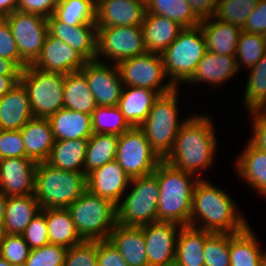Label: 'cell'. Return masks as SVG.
Wrapping results in <instances>:
<instances>
[{
	"label": "cell",
	"instance_id": "obj_1",
	"mask_svg": "<svg viewBox=\"0 0 266 266\" xmlns=\"http://www.w3.org/2000/svg\"><path fill=\"white\" fill-rule=\"evenodd\" d=\"M213 123L207 116H192L181 125L172 151L164 159L171 166L192 173L213 166L217 147Z\"/></svg>",
	"mask_w": 266,
	"mask_h": 266
},
{
	"label": "cell",
	"instance_id": "obj_2",
	"mask_svg": "<svg viewBox=\"0 0 266 266\" xmlns=\"http://www.w3.org/2000/svg\"><path fill=\"white\" fill-rule=\"evenodd\" d=\"M234 204L225 191L199 179L193 191L190 226L214 233L241 232L248 223ZM197 218L202 219V226H196Z\"/></svg>",
	"mask_w": 266,
	"mask_h": 266
},
{
	"label": "cell",
	"instance_id": "obj_3",
	"mask_svg": "<svg viewBox=\"0 0 266 266\" xmlns=\"http://www.w3.org/2000/svg\"><path fill=\"white\" fill-rule=\"evenodd\" d=\"M153 174L159 184L157 222L190 226L193 191L200 178L195 179L194 174L179 170L165 160L158 164Z\"/></svg>",
	"mask_w": 266,
	"mask_h": 266
},
{
	"label": "cell",
	"instance_id": "obj_4",
	"mask_svg": "<svg viewBox=\"0 0 266 266\" xmlns=\"http://www.w3.org/2000/svg\"><path fill=\"white\" fill-rule=\"evenodd\" d=\"M87 175L56 169L40 162L35 171L34 196L42 209L67 208L87 190Z\"/></svg>",
	"mask_w": 266,
	"mask_h": 266
},
{
	"label": "cell",
	"instance_id": "obj_5",
	"mask_svg": "<svg viewBox=\"0 0 266 266\" xmlns=\"http://www.w3.org/2000/svg\"><path fill=\"white\" fill-rule=\"evenodd\" d=\"M67 210L82 240H108L117 224L116 205L88 189L71 203Z\"/></svg>",
	"mask_w": 266,
	"mask_h": 266
},
{
	"label": "cell",
	"instance_id": "obj_6",
	"mask_svg": "<svg viewBox=\"0 0 266 266\" xmlns=\"http://www.w3.org/2000/svg\"><path fill=\"white\" fill-rule=\"evenodd\" d=\"M159 95L146 120L140 126L151 148L164 160L172 151L179 129L184 121H178L177 91ZM180 122V123H179Z\"/></svg>",
	"mask_w": 266,
	"mask_h": 266
},
{
	"label": "cell",
	"instance_id": "obj_7",
	"mask_svg": "<svg viewBox=\"0 0 266 266\" xmlns=\"http://www.w3.org/2000/svg\"><path fill=\"white\" fill-rule=\"evenodd\" d=\"M206 51L205 38L198 25L184 28L161 54L166 75L176 88L180 81L184 83L191 78Z\"/></svg>",
	"mask_w": 266,
	"mask_h": 266
},
{
	"label": "cell",
	"instance_id": "obj_8",
	"mask_svg": "<svg viewBox=\"0 0 266 266\" xmlns=\"http://www.w3.org/2000/svg\"><path fill=\"white\" fill-rule=\"evenodd\" d=\"M133 189L116 205V222L125 226L141 227L157 222L159 184L152 173L131 178Z\"/></svg>",
	"mask_w": 266,
	"mask_h": 266
},
{
	"label": "cell",
	"instance_id": "obj_9",
	"mask_svg": "<svg viewBox=\"0 0 266 266\" xmlns=\"http://www.w3.org/2000/svg\"><path fill=\"white\" fill-rule=\"evenodd\" d=\"M65 75L45 72L28 65L19 82L25 88L34 117L48 118L63 108Z\"/></svg>",
	"mask_w": 266,
	"mask_h": 266
},
{
	"label": "cell",
	"instance_id": "obj_10",
	"mask_svg": "<svg viewBox=\"0 0 266 266\" xmlns=\"http://www.w3.org/2000/svg\"><path fill=\"white\" fill-rule=\"evenodd\" d=\"M115 160L130 178L154 173L162 161L140 127H131L119 135Z\"/></svg>",
	"mask_w": 266,
	"mask_h": 266
},
{
	"label": "cell",
	"instance_id": "obj_11",
	"mask_svg": "<svg viewBox=\"0 0 266 266\" xmlns=\"http://www.w3.org/2000/svg\"><path fill=\"white\" fill-rule=\"evenodd\" d=\"M123 86L142 87L156 91L159 95L172 92L176 87L166 78L161 54H145L125 59L117 64Z\"/></svg>",
	"mask_w": 266,
	"mask_h": 266
},
{
	"label": "cell",
	"instance_id": "obj_12",
	"mask_svg": "<svg viewBox=\"0 0 266 266\" xmlns=\"http://www.w3.org/2000/svg\"><path fill=\"white\" fill-rule=\"evenodd\" d=\"M3 18L8 23L20 57L28 65H32L40 56L48 34L47 18L17 10Z\"/></svg>",
	"mask_w": 266,
	"mask_h": 266
},
{
	"label": "cell",
	"instance_id": "obj_13",
	"mask_svg": "<svg viewBox=\"0 0 266 266\" xmlns=\"http://www.w3.org/2000/svg\"><path fill=\"white\" fill-rule=\"evenodd\" d=\"M146 52L142 26L97 28L96 60L104 56L118 64Z\"/></svg>",
	"mask_w": 266,
	"mask_h": 266
},
{
	"label": "cell",
	"instance_id": "obj_14",
	"mask_svg": "<svg viewBox=\"0 0 266 266\" xmlns=\"http://www.w3.org/2000/svg\"><path fill=\"white\" fill-rule=\"evenodd\" d=\"M88 82L97 106H117L123 89L117 64L109 66L100 60L87 61L79 70Z\"/></svg>",
	"mask_w": 266,
	"mask_h": 266
},
{
	"label": "cell",
	"instance_id": "obj_15",
	"mask_svg": "<svg viewBox=\"0 0 266 266\" xmlns=\"http://www.w3.org/2000/svg\"><path fill=\"white\" fill-rule=\"evenodd\" d=\"M182 226L172 222H155L141 226L149 266L169 265L175 261L176 243Z\"/></svg>",
	"mask_w": 266,
	"mask_h": 266
},
{
	"label": "cell",
	"instance_id": "obj_16",
	"mask_svg": "<svg viewBox=\"0 0 266 266\" xmlns=\"http://www.w3.org/2000/svg\"><path fill=\"white\" fill-rule=\"evenodd\" d=\"M86 62L75 49L48 32L40 56L32 66L41 71L66 75L78 72Z\"/></svg>",
	"mask_w": 266,
	"mask_h": 266
},
{
	"label": "cell",
	"instance_id": "obj_17",
	"mask_svg": "<svg viewBox=\"0 0 266 266\" xmlns=\"http://www.w3.org/2000/svg\"><path fill=\"white\" fill-rule=\"evenodd\" d=\"M37 164L30 158L0 160V191L7 197L34 194Z\"/></svg>",
	"mask_w": 266,
	"mask_h": 266
},
{
	"label": "cell",
	"instance_id": "obj_18",
	"mask_svg": "<svg viewBox=\"0 0 266 266\" xmlns=\"http://www.w3.org/2000/svg\"><path fill=\"white\" fill-rule=\"evenodd\" d=\"M96 3L97 28L142 26L145 0H97Z\"/></svg>",
	"mask_w": 266,
	"mask_h": 266
},
{
	"label": "cell",
	"instance_id": "obj_19",
	"mask_svg": "<svg viewBox=\"0 0 266 266\" xmlns=\"http://www.w3.org/2000/svg\"><path fill=\"white\" fill-rule=\"evenodd\" d=\"M48 32L75 49L87 61L96 60L97 26L96 24H81L69 26L60 21L54 14L47 18Z\"/></svg>",
	"mask_w": 266,
	"mask_h": 266
},
{
	"label": "cell",
	"instance_id": "obj_20",
	"mask_svg": "<svg viewBox=\"0 0 266 266\" xmlns=\"http://www.w3.org/2000/svg\"><path fill=\"white\" fill-rule=\"evenodd\" d=\"M131 178L116 161H110L87 175V189L117 205L123 198Z\"/></svg>",
	"mask_w": 266,
	"mask_h": 266
},
{
	"label": "cell",
	"instance_id": "obj_21",
	"mask_svg": "<svg viewBox=\"0 0 266 266\" xmlns=\"http://www.w3.org/2000/svg\"><path fill=\"white\" fill-rule=\"evenodd\" d=\"M27 158L46 162L55 143L48 118L33 117L20 129Z\"/></svg>",
	"mask_w": 266,
	"mask_h": 266
},
{
	"label": "cell",
	"instance_id": "obj_22",
	"mask_svg": "<svg viewBox=\"0 0 266 266\" xmlns=\"http://www.w3.org/2000/svg\"><path fill=\"white\" fill-rule=\"evenodd\" d=\"M33 117L28 94L20 82L0 98L2 130H20Z\"/></svg>",
	"mask_w": 266,
	"mask_h": 266
},
{
	"label": "cell",
	"instance_id": "obj_23",
	"mask_svg": "<svg viewBox=\"0 0 266 266\" xmlns=\"http://www.w3.org/2000/svg\"><path fill=\"white\" fill-rule=\"evenodd\" d=\"M108 240L123 256L128 266H149L141 227L117 223Z\"/></svg>",
	"mask_w": 266,
	"mask_h": 266
},
{
	"label": "cell",
	"instance_id": "obj_24",
	"mask_svg": "<svg viewBox=\"0 0 266 266\" xmlns=\"http://www.w3.org/2000/svg\"><path fill=\"white\" fill-rule=\"evenodd\" d=\"M183 29L167 17L146 12L142 23L146 51L162 54Z\"/></svg>",
	"mask_w": 266,
	"mask_h": 266
},
{
	"label": "cell",
	"instance_id": "obj_25",
	"mask_svg": "<svg viewBox=\"0 0 266 266\" xmlns=\"http://www.w3.org/2000/svg\"><path fill=\"white\" fill-rule=\"evenodd\" d=\"M237 71L236 56L221 55L206 51L197 64L194 74L187 82L199 83L205 81L206 84L208 82V84L217 87L219 84L227 81V79L229 80Z\"/></svg>",
	"mask_w": 266,
	"mask_h": 266
},
{
	"label": "cell",
	"instance_id": "obj_26",
	"mask_svg": "<svg viewBox=\"0 0 266 266\" xmlns=\"http://www.w3.org/2000/svg\"><path fill=\"white\" fill-rule=\"evenodd\" d=\"M55 141L89 139L93 134L92 115L61 108L48 117Z\"/></svg>",
	"mask_w": 266,
	"mask_h": 266
},
{
	"label": "cell",
	"instance_id": "obj_27",
	"mask_svg": "<svg viewBox=\"0 0 266 266\" xmlns=\"http://www.w3.org/2000/svg\"><path fill=\"white\" fill-rule=\"evenodd\" d=\"M158 97L154 90L123 86L117 106L131 127H140Z\"/></svg>",
	"mask_w": 266,
	"mask_h": 266
},
{
	"label": "cell",
	"instance_id": "obj_28",
	"mask_svg": "<svg viewBox=\"0 0 266 266\" xmlns=\"http://www.w3.org/2000/svg\"><path fill=\"white\" fill-rule=\"evenodd\" d=\"M206 42L207 51L235 56L242 29L216 20L214 17L199 24Z\"/></svg>",
	"mask_w": 266,
	"mask_h": 266
},
{
	"label": "cell",
	"instance_id": "obj_29",
	"mask_svg": "<svg viewBox=\"0 0 266 266\" xmlns=\"http://www.w3.org/2000/svg\"><path fill=\"white\" fill-rule=\"evenodd\" d=\"M42 208L34 194L7 197L3 225L7 234L22 235Z\"/></svg>",
	"mask_w": 266,
	"mask_h": 266
},
{
	"label": "cell",
	"instance_id": "obj_30",
	"mask_svg": "<svg viewBox=\"0 0 266 266\" xmlns=\"http://www.w3.org/2000/svg\"><path fill=\"white\" fill-rule=\"evenodd\" d=\"M212 232L191 226H182L176 243L175 263L177 266H204V245Z\"/></svg>",
	"mask_w": 266,
	"mask_h": 266
},
{
	"label": "cell",
	"instance_id": "obj_31",
	"mask_svg": "<svg viewBox=\"0 0 266 266\" xmlns=\"http://www.w3.org/2000/svg\"><path fill=\"white\" fill-rule=\"evenodd\" d=\"M236 160V169L242 180L266 197V151L259 149L250 141Z\"/></svg>",
	"mask_w": 266,
	"mask_h": 266
},
{
	"label": "cell",
	"instance_id": "obj_32",
	"mask_svg": "<svg viewBox=\"0 0 266 266\" xmlns=\"http://www.w3.org/2000/svg\"><path fill=\"white\" fill-rule=\"evenodd\" d=\"M63 108L92 115L97 108L86 77L80 72L65 75Z\"/></svg>",
	"mask_w": 266,
	"mask_h": 266
},
{
	"label": "cell",
	"instance_id": "obj_33",
	"mask_svg": "<svg viewBox=\"0 0 266 266\" xmlns=\"http://www.w3.org/2000/svg\"><path fill=\"white\" fill-rule=\"evenodd\" d=\"M88 139L55 141L47 164L56 169L84 172Z\"/></svg>",
	"mask_w": 266,
	"mask_h": 266
},
{
	"label": "cell",
	"instance_id": "obj_34",
	"mask_svg": "<svg viewBox=\"0 0 266 266\" xmlns=\"http://www.w3.org/2000/svg\"><path fill=\"white\" fill-rule=\"evenodd\" d=\"M45 217L49 243L70 248L83 241L67 208L45 209Z\"/></svg>",
	"mask_w": 266,
	"mask_h": 266
},
{
	"label": "cell",
	"instance_id": "obj_35",
	"mask_svg": "<svg viewBox=\"0 0 266 266\" xmlns=\"http://www.w3.org/2000/svg\"><path fill=\"white\" fill-rule=\"evenodd\" d=\"M253 231L247 226L238 233H229L230 266H259L264 252Z\"/></svg>",
	"mask_w": 266,
	"mask_h": 266
},
{
	"label": "cell",
	"instance_id": "obj_36",
	"mask_svg": "<svg viewBox=\"0 0 266 266\" xmlns=\"http://www.w3.org/2000/svg\"><path fill=\"white\" fill-rule=\"evenodd\" d=\"M118 135L93 133L87 142L84 173L88 175L96 168L115 160Z\"/></svg>",
	"mask_w": 266,
	"mask_h": 266
},
{
	"label": "cell",
	"instance_id": "obj_37",
	"mask_svg": "<svg viewBox=\"0 0 266 266\" xmlns=\"http://www.w3.org/2000/svg\"><path fill=\"white\" fill-rule=\"evenodd\" d=\"M145 5L147 13L167 17L183 28L196 27L201 23L187 0H145Z\"/></svg>",
	"mask_w": 266,
	"mask_h": 266
},
{
	"label": "cell",
	"instance_id": "obj_38",
	"mask_svg": "<svg viewBox=\"0 0 266 266\" xmlns=\"http://www.w3.org/2000/svg\"><path fill=\"white\" fill-rule=\"evenodd\" d=\"M96 0H60L54 15L69 26L96 24Z\"/></svg>",
	"mask_w": 266,
	"mask_h": 266
},
{
	"label": "cell",
	"instance_id": "obj_39",
	"mask_svg": "<svg viewBox=\"0 0 266 266\" xmlns=\"http://www.w3.org/2000/svg\"><path fill=\"white\" fill-rule=\"evenodd\" d=\"M244 104L249 111L266 106V53L262 59L249 69Z\"/></svg>",
	"mask_w": 266,
	"mask_h": 266
},
{
	"label": "cell",
	"instance_id": "obj_40",
	"mask_svg": "<svg viewBox=\"0 0 266 266\" xmlns=\"http://www.w3.org/2000/svg\"><path fill=\"white\" fill-rule=\"evenodd\" d=\"M266 53V36L242 31L236 48L237 68L251 69ZM239 58V59H238Z\"/></svg>",
	"mask_w": 266,
	"mask_h": 266
},
{
	"label": "cell",
	"instance_id": "obj_41",
	"mask_svg": "<svg viewBox=\"0 0 266 266\" xmlns=\"http://www.w3.org/2000/svg\"><path fill=\"white\" fill-rule=\"evenodd\" d=\"M93 133L121 135L131 128L118 106H97L92 113Z\"/></svg>",
	"mask_w": 266,
	"mask_h": 266
},
{
	"label": "cell",
	"instance_id": "obj_42",
	"mask_svg": "<svg viewBox=\"0 0 266 266\" xmlns=\"http://www.w3.org/2000/svg\"><path fill=\"white\" fill-rule=\"evenodd\" d=\"M259 0H218L214 18L243 28L248 16L253 12Z\"/></svg>",
	"mask_w": 266,
	"mask_h": 266
},
{
	"label": "cell",
	"instance_id": "obj_43",
	"mask_svg": "<svg viewBox=\"0 0 266 266\" xmlns=\"http://www.w3.org/2000/svg\"><path fill=\"white\" fill-rule=\"evenodd\" d=\"M204 266H230L229 233L212 232L205 240Z\"/></svg>",
	"mask_w": 266,
	"mask_h": 266
},
{
	"label": "cell",
	"instance_id": "obj_44",
	"mask_svg": "<svg viewBox=\"0 0 266 266\" xmlns=\"http://www.w3.org/2000/svg\"><path fill=\"white\" fill-rule=\"evenodd\" d=\"M68 248L55 244L32 249L25 266H64Z\"/></svg>",
	"mask_w": 266,
	"mask_h": 266
},
{
	"label": "cell",
	"instance_id": "obj_45",
	"mask_svg": "<svg viewBox=\"0 0 266 266\" xmlns=\"http://www.w3.org/2000/svg\"><path fill=\"white\" fill-rule=\"evenodd\" d=\"M30 251L31 249L22 235L6 234L0 245V256L14 266L25 265Z\"/></svg>",
	"mask_w": 266,
	"mask_h": 266
},
{
	"label": "cell",
	"instance_id": "obj_46",
	"mask_svg": "<svg viewBox=\"0 0 266 266\" xmlns=\"http://www.w3.org/2000/svg\"><path fill=\"white\" fill-rule=\"evenodd\" d=\"M64 266H97V241L83 240L68 248Z\"/></svg>",
	"mask_w": 266,
	"mask_h": 266
},
{
	"label": "cell",
	"instance_id": "obj_47",
	"mask_svg": "<svg viewBox=\"0 0 266 266\" xmlns=\"http://www.w3.org/2000/svg\"><path fill=\"white\" fill-rule=\"evenodd\" d=\"M5 158H27L20 130H2L0 133V160Z\"/></svg>",
	"mask_w": 266,
	"mask_h": 266
},
{
	"label": "cell",
	"instance_id": "obj_48",
	"mask_svg": "<svg viewBox=\"0 0 266 266\" xmlns=\"http://www.w3.org/2000/svg\"><path fill=\"white\" fill-rule=\"evenodd\" d=\"M22 236L31 250L49 244L45 209L31 220Z\"/></svg>",
	"mask_w": 266,
	"mask_h": 266
},
{
	"label": "cell",
	"instance_id": "obj_49",
	"mask_svg": "<svg viewBox=\"0 0 266 266\" xmlns=\"http://www.w3.org/2000/svg\"><path fill=\"white\" fill-rule=\"evenodd\" d=\"M0 57L13 61L21 70L28 66V64L20 57L8 23L2 17H0Z\"/></svg>",
	"mask_w": 266,
	"mask_h": 266
},
{
	"label": "cell",
	"instance_id": "obj_50",
	"mask_svg": "<svg viewBox=\"0 0 266 266\" xmlns=\"http://www.w3.org/2000/svg\"><path fill=\"white\" fill-rule=\"evenodd\" d=\"M97 266H128L109 240L97 241Z\"/></svg>",
	"mask_w": 266,
	"mask_h": 266
},
{
	"label": "cell",
	"instance_id": "obj_51",
	"mask_svg": "<svg viewBox=\"0 0 266 266\" xmlns=\"http://www.w3.org/2000/svg\"><path fill=\"white\" fill-rule=\"evenodd\" d=\"M60 0H18L17 11L51 17Z\"/></svg>",
	"mask_w": 266,
	"mask_h": 266
},
{
	"label": "cell",
	"instance_id": "obj_52",
	"mask_svg": "<svg viewBox=\"0 0 266 266\" xmlns=\"http://www.w3.org/2000/svg\"><path fill=\"white\" fill-rule=\"evenodd\" d=\"M242 31L266 36V0H259L248 16Z\"/></svg>",
	"mask_w": 266,
	"mask_h": 266
},
{
	"label": "cell",
	"instance_id": "obj_53",
	"mask_svg": "<svg viewBox=\"0 0 266 266\" xmlns=\"http://www.w3.org/2000/svg\"><path fill=\"white\" fill-rule=\"evenodd\" d=\"M253 116V138L250 142L266 151V112L262 109L250 111Z\"/></svg>",
	"mask_w": 266,
	"mask_h": 266
},
{
	"label": "cell",
	"instance_id": "obj_54",
	"mask_svg": "<svg viewBox=\"0 0 266 266\" xmlns=\"http://www.w3.org/2000/svg\"><path fill=\"white\" fill-rule=\"evenodd\" d=\"M187 2L194 15L203 21L214 16L218 0H187Z\"/></svg>",
	"mask_w": 266,
	"mask_h": 266
},
{
	"label": "cell",
	"instance_id": "obj_55",
	"mask_svg": "<svg viewBox=\"0 0 266 266\" xmlns=\"http://www.w3.org/2000/svg\"><path fill=\"white\" fill-rule=\"evenodd\" d=\"M21 72L13 61L0 57V76H20Z\"/></svg>",
	"mask_w": 266,
	"mask_h": 266
},
{
	"label": "cell",
	"instance_id": "obj_56",
	"mask_svg": "<svg viewBox=\"0 0 266 266\" xmlns=\"http://www.w3.org/2000/svg\"><path fill=\"white\" fill-rule=\"evenodd\" d=\"M20 76H0V98L19 83Z\"/></svg>",
	"mask_w": 266,
	"mask_h": 266
},
{
	"label": "cell",
	"instance_id": "obj_57",
	"mask_svg": "<svg viewBox=\"0 0 266 266\" xmlns=\"http://www.w3.org/2000/svg\"><path fill=\"white\" fill-rule=\"evenodd\" d=\"M18 0H0V17L11 14L17 10Z\"/></svg>",
	"mask_w": 266,
	"mask_h": 266
},
{
	"label": "cell",
	"instance_id": "obj_58",
	"mask_svg": "<svg viewBox=\"0 0 266 266\" xmlns=\"http://www.w3.org/2000/svg\"><path fill=\"white\" fill-rule=\"evenodd\" d=\"M7 202V196L0 191V222L3 223L5 217V205Z\"/></svg>",
	"mask_w": 266,
	"mask_h": 266
},
{
	"label": "cell",
	"instance_id": "obj_59",
	"mask_svg": "<svg viewBox=\"0 0 266 266\" xmlns=\"http://www.w3.org/2000/svg\"><path fill=\"white\" fill-rule=\"evenodd\" d=\"M6 234H7V233H6V231H5L4 225H3L2 222H0V245H1L2 242L4 241Z\"/></svg>",
	"mask_w": 266,
	"mask_h": 266
},
{
	"label": "cell",
	"instance_id": "obj_60",
	"mask_svg": "<svg viewBox=\"0 0 266 266\" xmlns=\"http://www.w3.org/2000/svg\"><path fill=\"white\" fill-rule=\"evenodd\" d=\"M0 266H14V265H11L6 259L0 256Z\"/></svg>",
	"mask_w": 266,
	"mask_h": 266
},
{
	"label": "cell",
	"instance_id": "obj_61",
	"mask_svg": "<svg viewBox=\"0 0 266 266\" xmlns=\"http://www.w3.org/2000/svg\"><path fill=\"white\" fill-rule=\"evenodd\" d=\"M259 266H266V252L265 254L262 256L261 261L259 263Z\"/></svg>",
	"mask_w": 266,
	"mask_h": 266
},
{
	"label": "cell",
	"instance_id": "obj_62",
	"mask_svg": "<svg viewBox=\"0 0 266 266\" xmlns=\"http://www.w3.org/2000/svg\"><path fill=\"white\" fill-rule=\"evenodd\" d=\"M162 266H177V264L174 262L172 264H169V265H162Z\"/></svg>",
	"mask_w": 266,
	"mask_h": 266
}]
</instances>
